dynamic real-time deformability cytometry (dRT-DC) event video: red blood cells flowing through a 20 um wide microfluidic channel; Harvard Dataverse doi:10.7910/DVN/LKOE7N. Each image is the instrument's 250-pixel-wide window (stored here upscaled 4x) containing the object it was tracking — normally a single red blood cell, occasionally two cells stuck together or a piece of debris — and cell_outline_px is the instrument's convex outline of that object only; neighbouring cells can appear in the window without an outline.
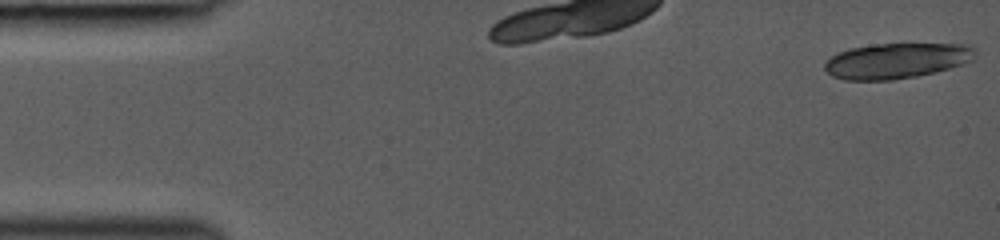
{"species": "common noctule bat (a hibernating species)", "species_latin": "Nyctalus noctula", "temperature_condition": "room temperature", "stored_images_in_passage": 7, "camera_frame_rate_fps": 3000, "um_per_image_px": 0.085, "animal": {"sex": "female", "body_mass_g": 19.0, "forearm_length_mm": 53.3}, "frame": {"image": 1, "passage_image": 1, "time_ms": 0.0, "image_size_px": [1000, 240], "cell_outline_px": [[976, 56], [972, 60], [936, 72], [916, 76], [892, 80], [844, 80], [832, 76], [824, 68], [824, 64], [832, 56], [840, 52], [852, 48], [876, 44], [972, 44], [976, 52]], "centroid_in_image_um": [76.23, 5.16], "position_along_channel_um": 8.8, "area_um2": 30.92}}